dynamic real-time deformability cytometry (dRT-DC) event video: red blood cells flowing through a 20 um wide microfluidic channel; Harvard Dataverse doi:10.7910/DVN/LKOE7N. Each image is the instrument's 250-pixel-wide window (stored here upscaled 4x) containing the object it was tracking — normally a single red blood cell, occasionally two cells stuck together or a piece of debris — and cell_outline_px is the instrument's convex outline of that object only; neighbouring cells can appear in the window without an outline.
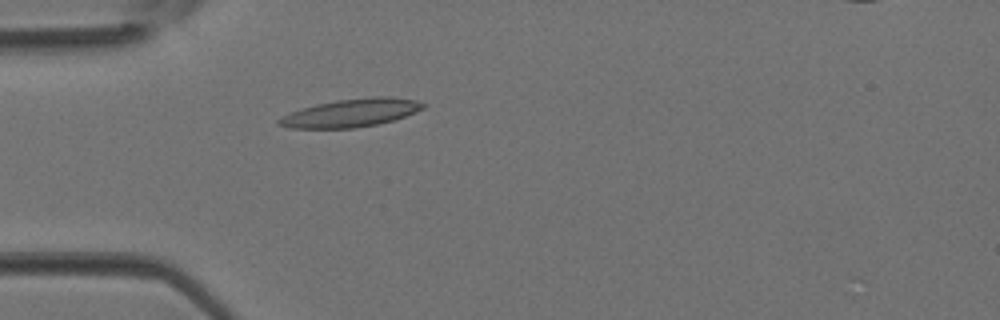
{"species": "Egyptian fruit bat (a non-hibernating species)", "species_latin": "Rousettus aegyptiacus", "temperature_condition": "room temperature", "stored_images_in_passage": 1, "camera_frame_rate_fps": 3000, "um_per_image_px": 0.085, "animal": {"sex": "female"}, "frame": {"image": 1, "passage_image": 1, "time_ms": 0.0, "image_size_px": [1000, 320], "cell_outline_px": [[428, 104], [424, 108], [416, 112], [396, 120], [376, 124], [352, 128], [288, 128], [276, 124], [276, 120], [292, 112], [316, 104], [336, 100], [372, 96], [388, 96], [416, 100]], "centroid_in_image_um": [29.89, 9.59], "position_along_channel_um": 55.1, "area_um2": 23.64}}